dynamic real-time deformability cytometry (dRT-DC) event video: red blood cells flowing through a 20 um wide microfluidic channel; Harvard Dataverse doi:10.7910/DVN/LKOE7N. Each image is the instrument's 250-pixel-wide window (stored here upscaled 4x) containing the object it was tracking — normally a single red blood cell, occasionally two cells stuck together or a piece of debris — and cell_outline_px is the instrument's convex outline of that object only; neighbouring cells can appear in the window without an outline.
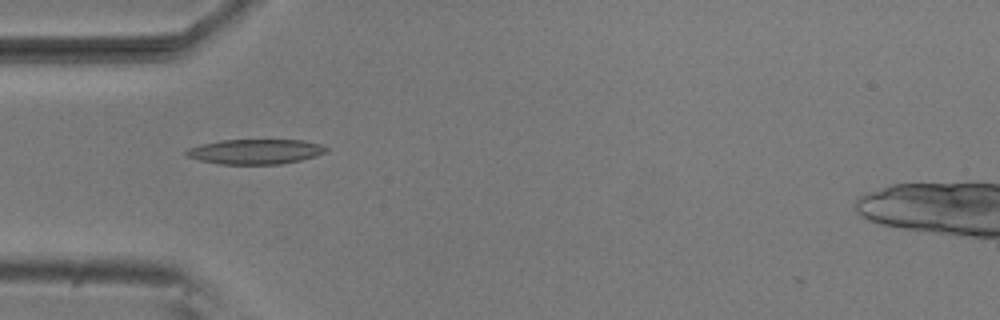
{"species": "common noctule bat (a hibernating species)", "species_latin": "Nyctalus noctula", "temperature_condition": "room temperature", "stored_images_in_passage": 15, "camera_frame_rate_fps": 3000, "um_per_image_px": 0.085, "animal": {"sex": "male", "body_mass_g": 20.5, "forearm_length_mm": 52.5}, "frame": {"image": 1, "passage_image": 4, "time_ms": 1.0, "image_size_px": [1000, 320], "cell_outline_px": [[328, 152], [316, 156], [300, 160], [280, 164], [220, 164], [200, 160], [188, 156], [184, 152], [188, 148], [220, 140], [304, 140], [320, 144], [328, 148]], "centroid_in_image_um": [21.75, 12.88], "position_along_channel_um": 63.2, "area_um2": 20.23}}
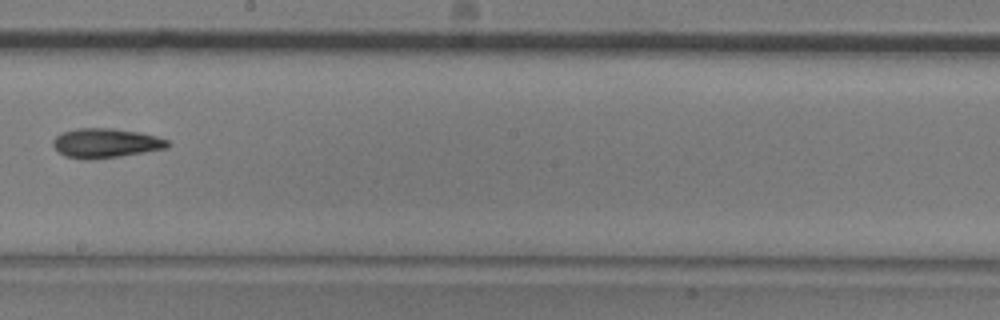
{"frame": {"image": 2, "passage_image": 8, "time_ms": 2.333, "image_size_px": [1000, 320], "cell_outline_px": [[172, 144], [168, 148], [120, 156], [88, 160], [64, 156], [52, 144], [52, 140], [56, 136], [64, 132], [76, 128], [112, 128], [140, 132], [156, 136], [168, 140]], "centroid_in_image_um": [9.01, 12.16], "position_along_channel_um": 239.2, "area_um2": 19.71}}
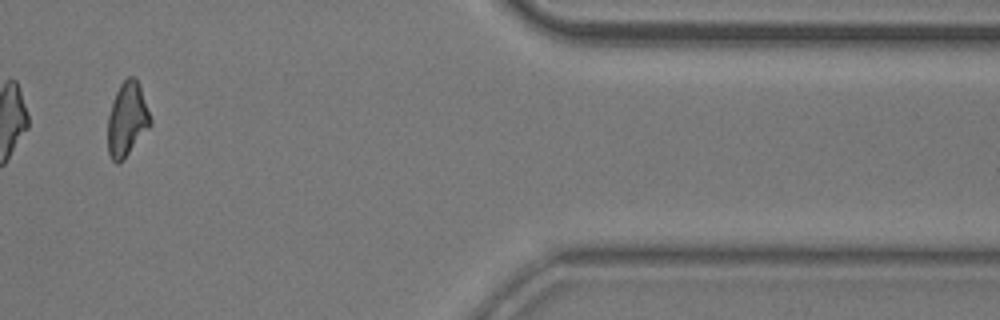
{"frame": {"image": 3, "passage_image": 12, "time_ms": 3.667, "image_size_px": [1000, 320], "cell_outline_px": [[152, 124], [124, 160], [116, 164], [112, 160], [108, 152], [108, 116], [116, 92], [120, 84], [128, 76], [136, 76], [140, 84], [152, 120]], "centroid_in_image_um": [10.82, 10.14], "position_along_channel_um": 400.6, "area_um2": 18.55}}